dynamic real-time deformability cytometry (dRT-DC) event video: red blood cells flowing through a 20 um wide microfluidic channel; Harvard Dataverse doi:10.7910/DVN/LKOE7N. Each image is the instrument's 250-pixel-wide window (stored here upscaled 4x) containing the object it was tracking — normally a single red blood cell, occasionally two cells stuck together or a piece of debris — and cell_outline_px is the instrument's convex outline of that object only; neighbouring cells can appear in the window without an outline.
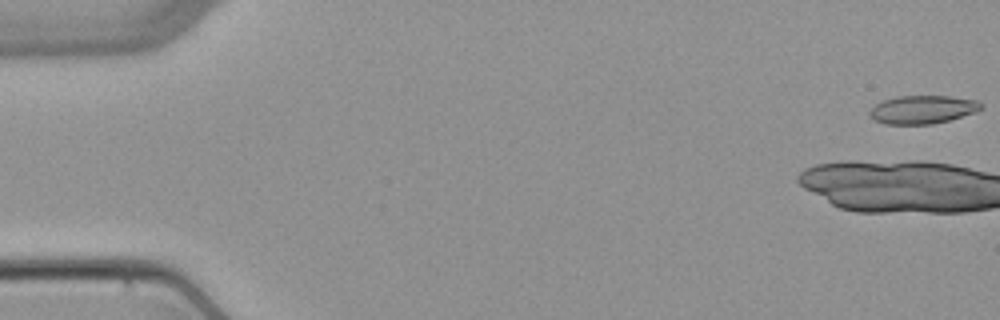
{"species": "common noctule bat (a hibernating species)", "species_latin": "Nyctalus noctula", "temperature_condition": "warm", "stored_images_in_passage": 4, "camera_frame_rate_fps": 3000, "um_per_image_px": 0.085, "animal": {"sex": "female", "body_mass_g": 22.7, "forearm_length_mm": 54.2}, "frame": {"image": 1, "passage_image": 1, "time_ms": 0.0, "image_size_px": [1000, 320], "cell_outline_px": [[984, 108], [976, 112], [948, 120], [932, 124], [884, 124], [876, 120], [868, 112], [876, 104], [884, 100], [896, 96], [952, 96], [980, 100], [984, 104]], "centroid_in_image_um": [78.5, 9.3], "position_along_channel_um": 6.5, "area_um2": 18.44}}